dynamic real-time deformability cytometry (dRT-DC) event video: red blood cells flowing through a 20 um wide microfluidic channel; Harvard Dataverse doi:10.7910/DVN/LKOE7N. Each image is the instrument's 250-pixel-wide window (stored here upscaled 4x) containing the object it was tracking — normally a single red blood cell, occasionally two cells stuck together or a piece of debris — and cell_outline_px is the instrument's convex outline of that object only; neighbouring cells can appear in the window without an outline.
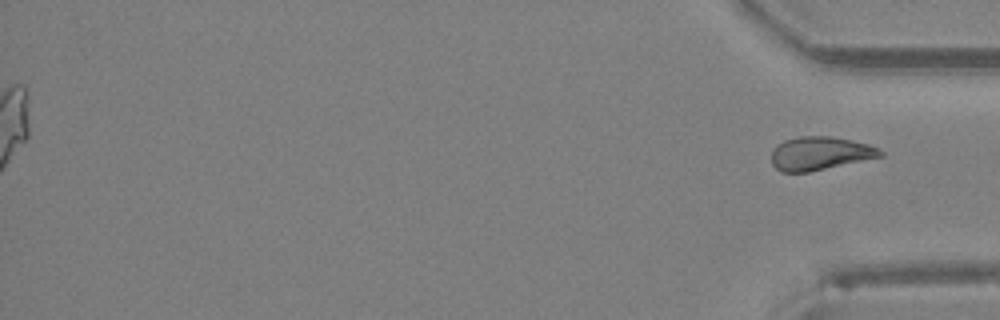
{"species": "Egyptian fruit bat (a non-hibernating species)", "species_latin": "Rousettus aegyptiacus", "temperature_condition": "room temperature", "stored_images_in_passage": 35, "segment_of_instrument_passage": [2, 2], "camera_frame_rate_fps": 3000, "um_per_image_px": 0.085, "animal": {"sex": "female"}, "frame": {"image": 1, "passage_image": 35, "time_ms": 11.333, "image_size_px": [1000, 320], "cell_outline_px": [[884, 156], [808, 172], [780, 172], [772, 164], [772, 152], [776, 144], [784, 140], [800, 136], [828, 136], [852, 140], [868, 144], [884, 152]], "centroid_in_image_um": [69.68, 13.04], "position_along_channel_um": 365.5, "area_um2": 21.15}}